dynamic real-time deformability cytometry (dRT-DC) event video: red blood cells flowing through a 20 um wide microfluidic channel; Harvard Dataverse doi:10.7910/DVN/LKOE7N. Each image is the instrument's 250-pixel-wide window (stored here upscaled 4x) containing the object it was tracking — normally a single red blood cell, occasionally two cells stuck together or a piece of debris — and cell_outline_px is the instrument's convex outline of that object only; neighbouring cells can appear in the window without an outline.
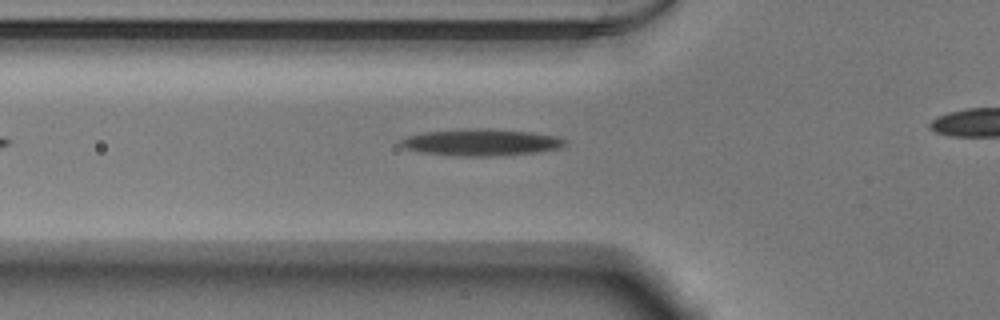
{"species": "Egyptian fruit bat (a non-hibernating species)", "species_latin": "Rousettus aegyptiacus", "temperature_condition": "warm", "stored_images_in_passage": 35, "camera_frame_rate_fps": 3000, "um_per_image_px": 0.085, "animal": {"sex": "male"}, "frame": {"image": 1, "passage_image": 8, "time_ms": 2.333, "image_size_px": [1000, 320], "cell_outline_px": [[568, 144], [560, 148], [536, 152], [500, 156], [460, 156], [420, 152], [404, 148], [400, 144], [400, 140], [408, 136], [424, 132], [476, 128], [488, 128], [532, 132], [560, 136], [568, 140]], "centroid_in_image_um": [40.98, 12.1], "position_along_channel_um": 84.8, "area_um2": 25.84}}
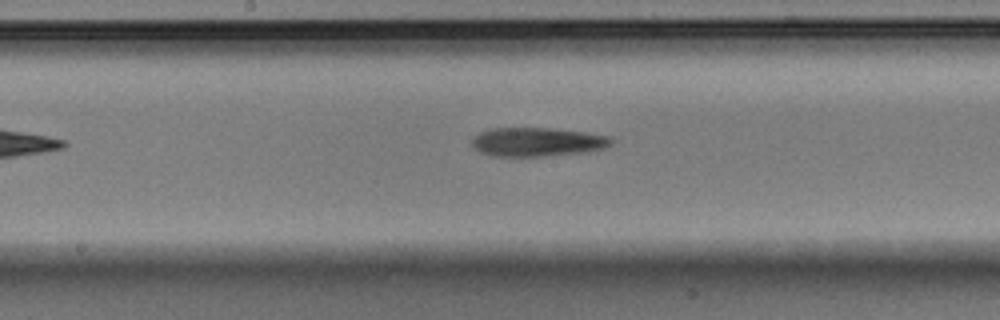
{"frame": {"image": 2, "passage_image": 17, "time_ms": 5.333, "image_size_px": [1000, 320], "cell_outline_px": [[612, 144], [604, 148], [588, 152], [544, 156], [488, 156], [480, 152], [472, 144], [472, 140], [480, 132], [492, 128], [548, 128], [584, 132], [608, 136], [612, 140]], "centroid_in_image_um": [45.67, 12.07], "position_along_channel_um": 202.5, "area_um2": 23.35}}
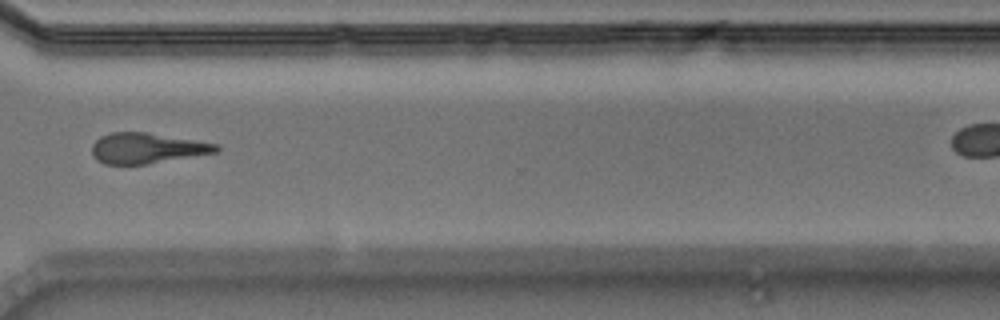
{"frame": {"image": 3, "passage_image": 29, "time_ms": 9.333, "image_size_px": [1000, 320], "cell_outline_px": [[220, 152], [148, 164], [104, 164], [96, 160], [92, 152], [92, 144], [100, 136], [112, 132], [144, 132], [220, 144]], "centroid_in_image_um": [12.52, 12.6], "position_along_channel_um": 358.1, "area_um2": 22.2}}